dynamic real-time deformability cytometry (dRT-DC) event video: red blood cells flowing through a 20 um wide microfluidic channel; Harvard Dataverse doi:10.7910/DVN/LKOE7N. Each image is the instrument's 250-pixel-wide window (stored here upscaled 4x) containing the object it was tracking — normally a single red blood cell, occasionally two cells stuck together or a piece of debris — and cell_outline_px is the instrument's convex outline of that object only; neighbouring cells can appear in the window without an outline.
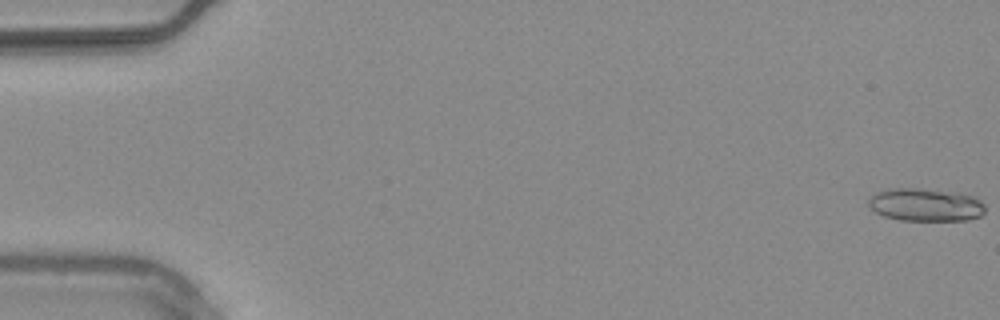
{"species": "common noctule bat (a hibernating species)", "species_latin": "Nyctalus noctula", "temperature_condition": "warm", "stored_images_in_passage": 55, "camera_frame_rate_fps": 3000, "um_per_image_px": 0.085, "animal": {"sex": "male", "body_mass_g": 20.4}, "frame": {"image": 1, "passage_image": 1, "time_ms": 0.0, "image_size_px": [1000, 320], "cell_outline_px": [[984, 212], [980, 216], [968, 220], [900, 220], [884, 216], [876, 212], [868, 204], [868, 200], [876, 192], [888, 188], [924, 188], [972, 196], [980, 200], [984, 204]], "centroid_in_image_um": [78.65, 17.4], "position_along_channel_um": 6.4, "area_um2": 22.2}}
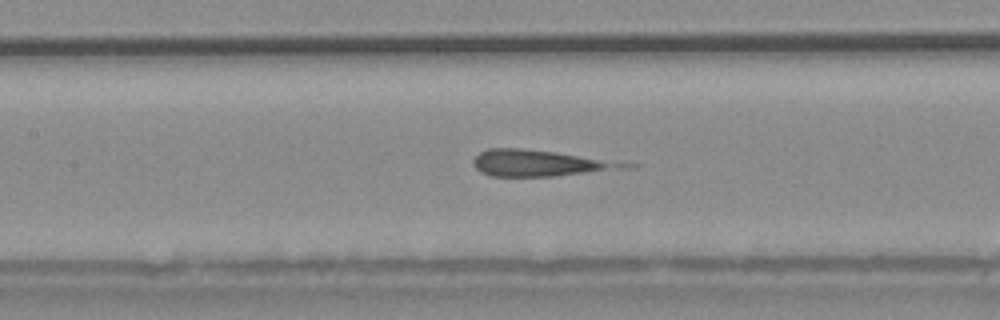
{"frame": {"image": 2, "passage_image": 26, "time_ms": 8.333, "image_size_px": [1000, 320], "cell_outline_px": [[640, 164], [636, 168], [556, 176], [488, 176], [480, 172], [472, 164], [472, 160], [480, 152], [488, 148], [520, 148], [556, 152]], "centroid_in_image_um": [45.98, 13.87], "position_along_channel_um": 161.4, "area_um2": 23.64}}
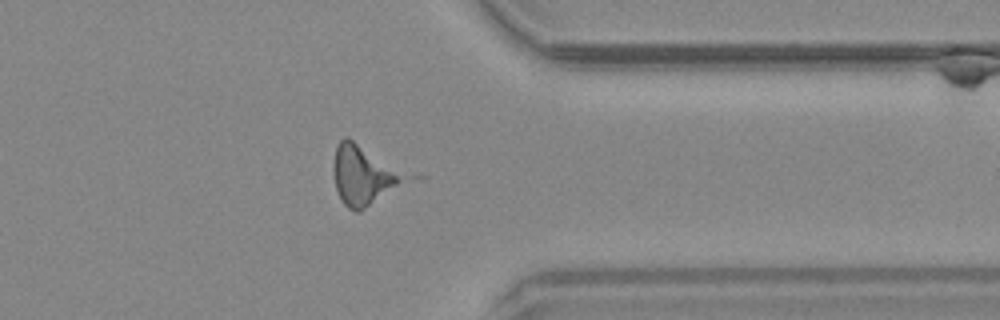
{"frame": {"image": 3, "passage_image": 44, "time_ms": 14.333, "image_size_px": [1000, 320], "cell_outline_px": [[404, 180], [360, 212], [356, 212], [348, 208], [340, 200], [336, 188], [332, 172], [332, 164], [336, 148], [340, 140], [344, 136], [348, 136]], "centroid_in_image_um": [30.63, 14.94], "position_along_channel_um": 380.8, "area_um2": 22.66}}